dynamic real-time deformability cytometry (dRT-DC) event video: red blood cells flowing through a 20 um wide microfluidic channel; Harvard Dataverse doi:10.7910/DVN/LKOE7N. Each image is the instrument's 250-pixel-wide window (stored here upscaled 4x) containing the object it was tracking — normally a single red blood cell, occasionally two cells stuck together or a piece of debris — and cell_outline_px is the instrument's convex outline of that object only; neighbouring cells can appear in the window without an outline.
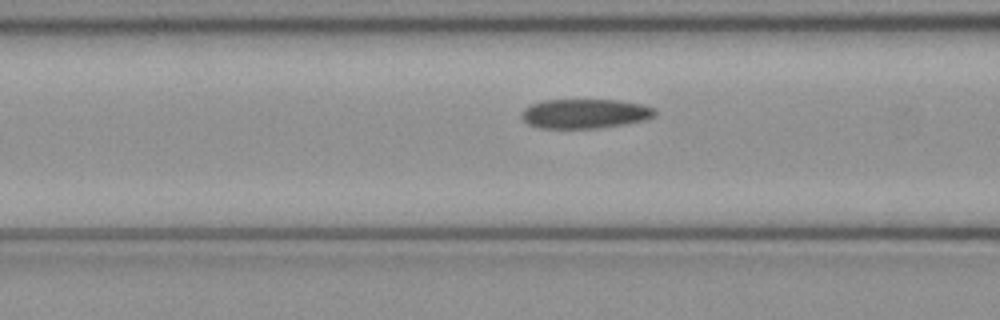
{"species": "common noctule bat (a hibernating species)", "species_latin": "Nyctalus noctula", "temperature_condition": "cold", "stored_images_in_passage": 47, "camera_frame_rate_fps": 3000, "um_per_image_px": 0.085, "animal": {"sex": "female", "body_mass_g": 21.9}, "frame": {"image": 1, "passage_image": 16, "time_ms": 5.0, "image_size_px": [1000, 320], "cell_outline_px": [[656, 116], [648, 120], [624, 124], [596, 128], [536, 128], [528, 124], [520, 116], [520, 112], [524, 108], [532, 104], [544, 100], [620, 100], [644, 104], [656, 108]], "centroid_in_image_um": [49.75, 9.66], "position_along_channel_um": 116.9, "area_um2": 23.24}}
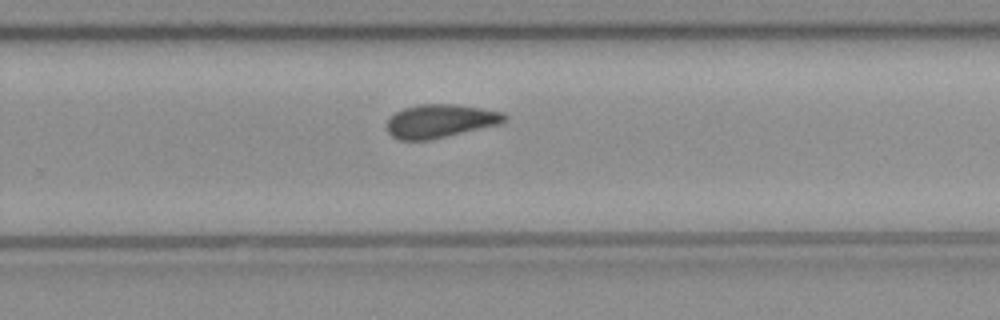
{"frame": {"image": 2, "passage_image": 29, "time_ms": 9.333, "image_size_px": [1000, 320], "cell_outline_px": [[508, 120], [500, 124], [432, 140], [400, 140], [392, 136], [388, 132], [388, 116], [404, 108], [420, 104], [456, 104], [504, 112], [508, 116]], "centroid_in_image_um": [37.45, 10.29], "position_along_channel_um": 292.4, "area_um2": 23.12}}
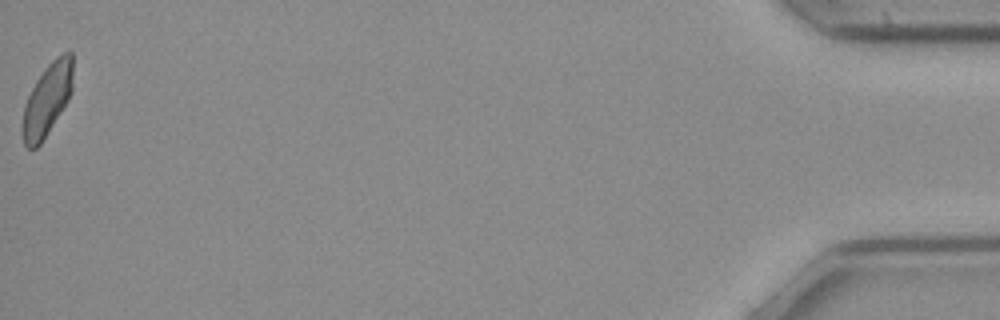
{"frame": {"image": 3, "passage_image": 47, "time_ms": 15.333, "image_size_px": [1000, 320], "cell_outline_px": [[72, 92], [68, 100], [40, 144], [36, 148], [28, 148], [24, 144], [24, 104], [36, 80], [44, 68], [56, 56], [64, 52], [72, 52]], "centroid_in_image_um": [4.04, 8.41], "position_along_channel_um": 431.2, "area_um2": 20.69}, "authors_computed_cell_mechanics": {"area_um2": 23.12, "velocity_mm_per_s": 4.0552, "shape_relaxation_time_tau1_ms": 9.0026, "shape_relaxation_time_tau2_ms": 3.7415, "deformation_change_tau1": 0.1637, "deformation_change_tau2": 0.1128}}